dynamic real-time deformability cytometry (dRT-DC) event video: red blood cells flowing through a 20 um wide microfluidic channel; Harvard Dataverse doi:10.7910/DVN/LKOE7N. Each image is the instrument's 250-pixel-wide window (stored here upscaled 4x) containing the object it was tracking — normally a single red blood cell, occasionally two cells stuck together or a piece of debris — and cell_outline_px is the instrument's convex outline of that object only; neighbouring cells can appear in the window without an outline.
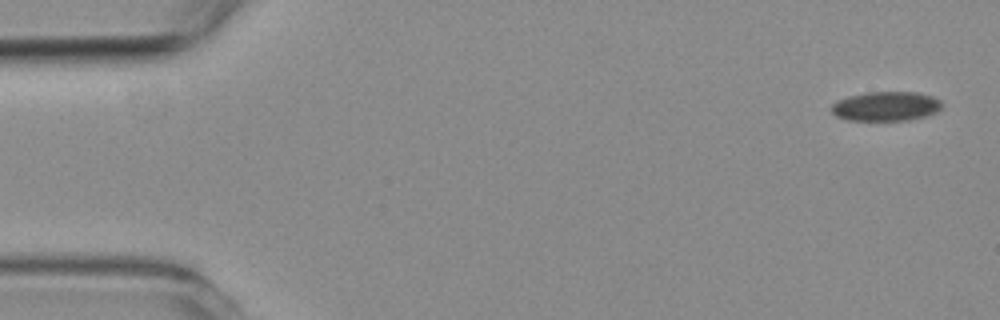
{"species": "common noctule bat (a hibernating species)", "species_latin": "Nyctalus noctula", "temperature_condition": "room temperature", "stored_images_in_passage": 6, "camera_frame_rate_fps": 3000, "um_per_image_px": 0.085, "animal": {"sex": "female", "body_mass_g": 19.3, "forearm_length_mm": 54.1}, "frame": {"image": 1, "passage_image": 1, "time_ms": 0.0, "image_size_px": [1000, 320], "cell_outline_px": [[944, 104], [936, 112], [924, 116], [908, 120], [848, 120], [836, 116], [832, 112], [832, 104], [836, 100], [848, 96], [864, 92], [916, 92], [932, 96], [940, 100]], "centroid_in_image_um": [75.29, 9.02], "position_along_channel_um": 9.7, "area_um2": 18.96}}
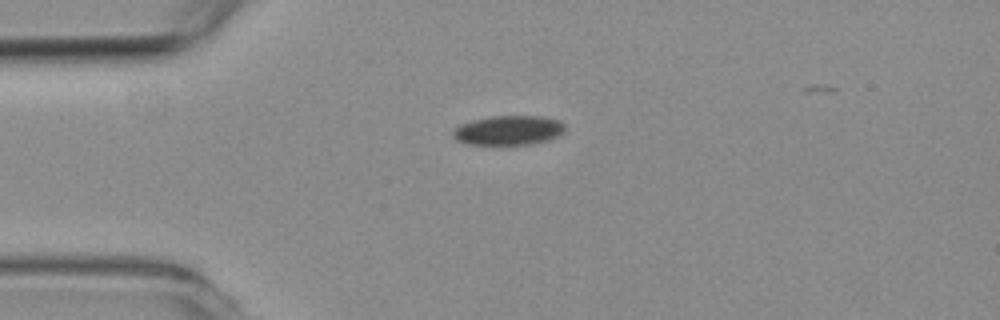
{"frame": {"image": 2, "passage_image": 5, "time_ms": 4.333, "image_size_px": [1000, 320], "cell_outline_px": [[564, 132], [548, 140], [532, 144], [468, 144], [456, 140], [452, 136], [452, 132], [460, 124], [472, 120], [488, 116], [544, 116], [560, 120], [564, 124]], "centroid_in_image_um": [43.22, 11.06], "position_along_channel_um": 41.8, "area_um2": 19.31}}